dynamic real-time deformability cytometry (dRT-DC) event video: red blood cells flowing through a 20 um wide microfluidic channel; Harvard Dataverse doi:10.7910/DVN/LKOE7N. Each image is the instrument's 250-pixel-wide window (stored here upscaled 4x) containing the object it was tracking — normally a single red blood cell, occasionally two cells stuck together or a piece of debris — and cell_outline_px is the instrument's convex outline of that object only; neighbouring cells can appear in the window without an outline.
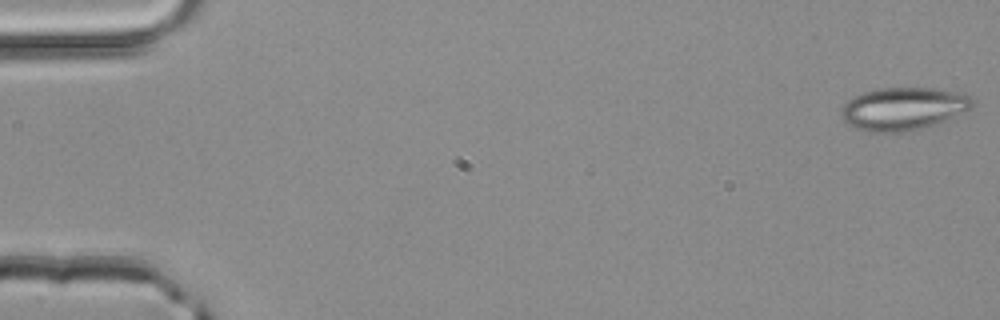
{"species": "common noctule bat (a hibernating species)", "species_latin": "Nyctalus noctula", "temperature_condition": "room temperature", "stored_images_in_passage": 15, "camera_frame_rate_fps": 3000, "um_per_image_px": 0.085, "animal": {"sex": "male", "body_mass_g": 20.4}, "frame": {"image": 1, "passage_image": 1, "time_ms": 0.0, "image_size_px": [1000, 320], "cell_outline_px": [[976, 104], [960, 112], [924, 128], [900, 132], [864, 132], [848, 124], [844, 120], [840, 112], [844, 104], [848, 100], [864, 92], [876, 88], [936, 88], [972, 96], [976, 100]], "centroid_in_image_um": [76.74, 9.23], "position_along_channel_um": 8.3, "area_um2": 32.37}}